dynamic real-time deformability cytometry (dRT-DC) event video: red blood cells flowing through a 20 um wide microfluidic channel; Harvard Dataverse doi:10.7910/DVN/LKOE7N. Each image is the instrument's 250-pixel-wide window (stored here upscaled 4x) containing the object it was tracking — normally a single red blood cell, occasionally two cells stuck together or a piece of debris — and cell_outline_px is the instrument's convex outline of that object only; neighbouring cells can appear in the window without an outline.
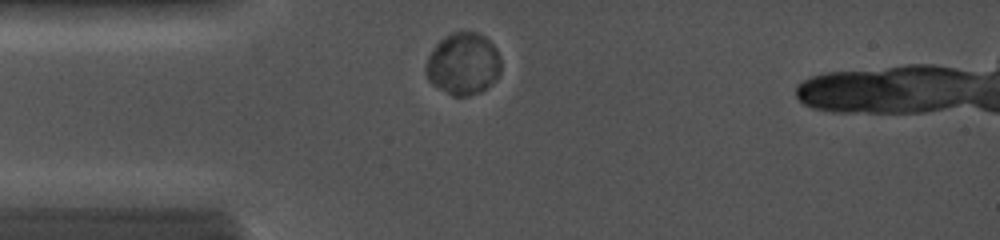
{"species": "common noctule bat (a hibernating species)", "species_latin": "Nyctalus noctula", "temperature_condition": "cold", "stored_images_in_passage": 29, "camera_frame_rate_fps": 5000, "um_per_image_px": 0.085, "animal": {"sex": "female", "body_mass_g": 19.0, "forearm_length_mm": 56.7}, "frame": {"image": 1, "passage_image": 3, "time_ms": 0.8, "image_size_px": [1000, 240], "cell_outline_px": [[500, 72], [496, 80], [480, 92], [468, 96], [452, 96], [432, 84], [428, 80], [424, 72], [424, 68], [428, 56], [436, 44], [444, 36], [452, 32], [476, 32], [484, 36], [496, 48], [500, 56]], "centroid_in_image_um": [39.35, 5.43], "position_along_channel_um": 45.7, "area_um2": 27.34}}
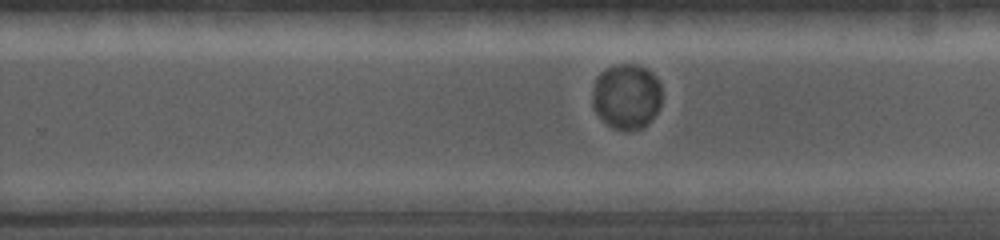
{"frame": {"image": 2, "passage_image": 17, "time_ms": 6.6, "image_size_px": [1000, 240], "cell_outline_px": [[660, 108], [648, 124], [644, 128], [628, 132], [612, 128], [592, 108], [592, 88], [596, 76], [604, 68], [620, 64], [636, 64], [652, 72], [660, 80]], "centroid_in_image_um": [53.24, 8.2], "position_along_channel_um": 276.6, "area_um2": 26.99}}
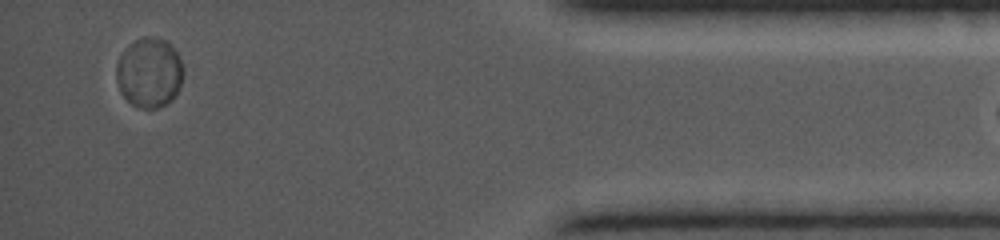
{"frame": {"image": 3, "passage_image": 28, "time_ms": 11.0, "image_size_px": [1000, 240], "cell_outline_px": [[184, 72], [180, 88], [172, 100], [156, 108], [140, 108], [132, 104], [120, 92], [116, 76], [116, 64], [124, 48], [136, 40], [144, 36], [152, 36], [168, 40], [172, 44], [180, 56], [184, 68]], "centroid_in_image_um": [12.72, 6.14], "position_along_channel_um": 422.5, "area_um2": 27.69}}